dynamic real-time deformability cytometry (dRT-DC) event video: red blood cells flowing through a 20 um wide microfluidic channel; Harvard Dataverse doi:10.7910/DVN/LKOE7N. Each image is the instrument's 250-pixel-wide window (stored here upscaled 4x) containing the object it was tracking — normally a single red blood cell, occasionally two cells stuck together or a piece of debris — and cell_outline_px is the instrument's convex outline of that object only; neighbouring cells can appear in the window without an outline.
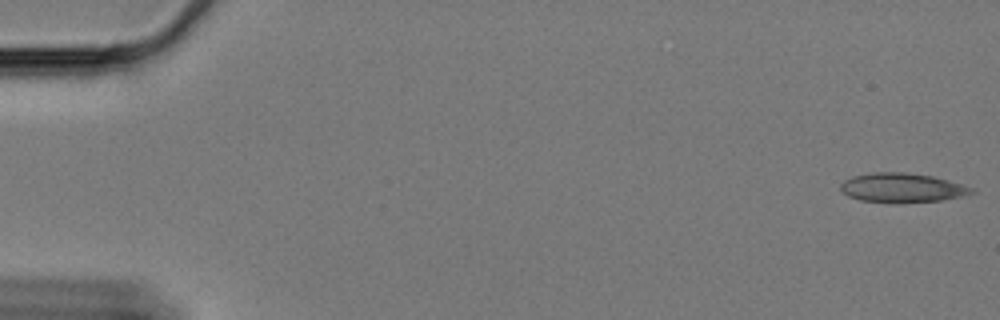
{"species": "Egyptian fruit bat (a non-hibernating species)", "species_latin": "Rousettus aegyptiacus", "temperature_condition": "cold", "stored_images_in_passage": 16, "camera_frame_rate_fps": 3000, "um_per_image_px": 0.085, "animal": {"sex": "female"}, "frame": {"image": 1, "passage_image": 1, "time_ms": 0.0, "image_size_px": [1000, 320], "cell_outline_px": [[976, 192], [960, 196], [940, 200], [896, 204], [860, 200], [848, 196], [840, 188], [840, 184], [844, 180], [852, 176], [872, 172], [904, 172], [932, 176], [948, 180], [972, 188]], "centroid_in_image_um": [76.63, 15.97], "position_along_channel_um": 8.4, "area_um2": 22.43}}
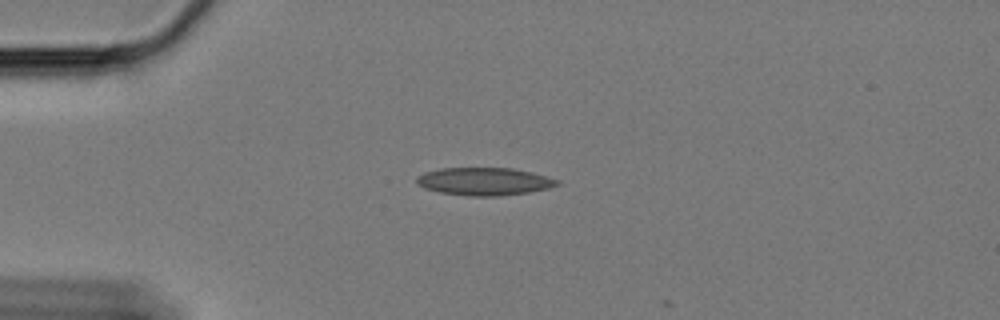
{"frame": {"image": 2, "passage_image": 15, "time_ms": 4.667, "image_size_px": [1000, 320], "cell_outline_px": [[560, 184], [548, 188], [528, 192], [500, 196], [468, 196], [440, 192], [424, 188], [416, 184], [416, 176], [424, 172], [440, 168], [512, 168], [532, 172], [560, 180]], "centroid_in_image_um": [41.14, 15.42], "position_along_channel_um": 43.9, "area_um2": 22.83}}